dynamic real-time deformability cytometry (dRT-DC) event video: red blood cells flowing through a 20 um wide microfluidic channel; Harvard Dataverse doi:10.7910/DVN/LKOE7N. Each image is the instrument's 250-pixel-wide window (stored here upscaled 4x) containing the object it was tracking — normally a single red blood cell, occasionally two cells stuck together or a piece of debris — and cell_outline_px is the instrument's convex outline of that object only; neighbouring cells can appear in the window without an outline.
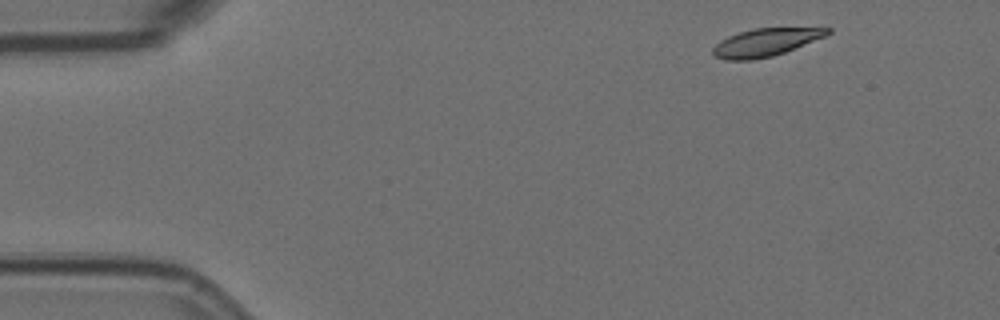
{"species": "Egyptian fruit bat (a non-hibernating species)", "species_latin": "Rousettus aegyptiacus", "temperature_condition": "room temperature", "stored_images_in_passage": 4, "camera_frame_rate_fps": 3000, "um_per_image_px": 0.085, "animal": {"sex": "female"}, "frame": {"image": 1, "passage_image": 1, "time_ms": 0.0, "image_size_px": [1000, 320], "cell_outline_px": [[832, 32], [824, 36], [784, 52], [772, 56], [752, 60], [724, 60], [716, 56], [712, 52], [712, 48], [720, 40], [728, 36], [740, 32], [756, 28], [832, 28]], "centroid_in_image_um": [65.03, 3.6], "position_along_channel_um": 20.0, "area_um2": 18.26}}
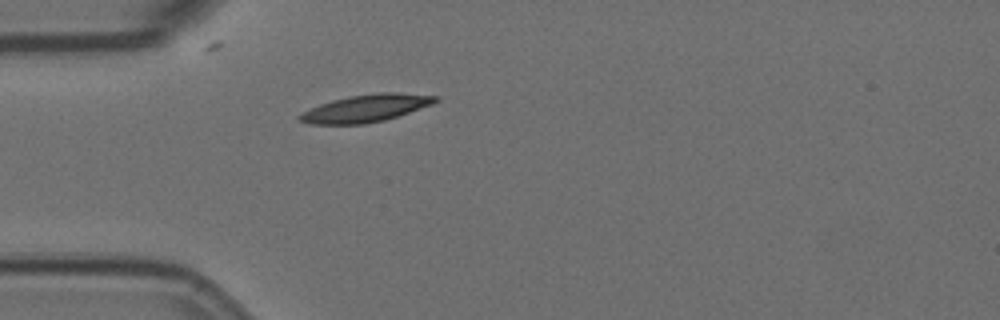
{"frame": {"image": 2, "passage_image": 4, "time_ms": 1.0, "image_size_px": [1000, 320], "cell_outline_px": [[440, 100], [432, 104], [384, 120], [364, 124], [308, 124], [296, 120], [296, 116], [320, 104], [332, 100], [348, 96], [380, 92], [396, 92], [440, 96]], "centroid_in_image_um": [31.08, 9.2], "position_along_channel_um": 53.9, "area_um2": 21.62}}